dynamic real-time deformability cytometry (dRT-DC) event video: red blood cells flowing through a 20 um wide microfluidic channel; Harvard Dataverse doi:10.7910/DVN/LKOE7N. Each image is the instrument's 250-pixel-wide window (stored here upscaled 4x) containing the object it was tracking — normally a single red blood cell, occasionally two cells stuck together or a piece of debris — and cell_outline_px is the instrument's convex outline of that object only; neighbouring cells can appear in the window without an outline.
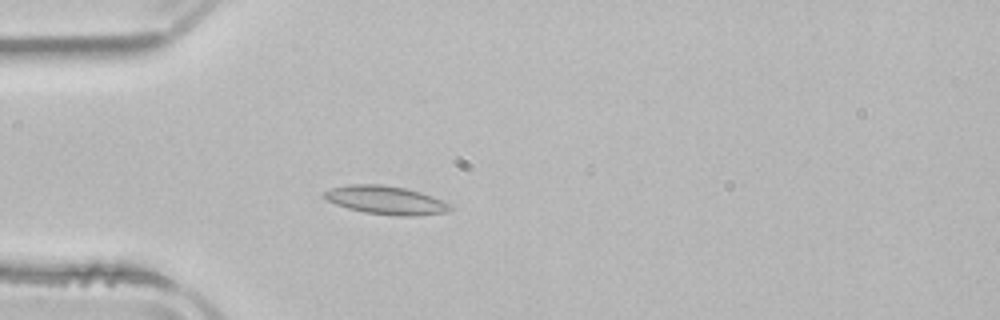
{"species": "common noctule bat (a hibernating species)", "species_latin": "Nyctalus noctula", "temperature_condition": "room temperature", "stored_images_in_passage": 4, "camera_frame_rate_fps": 3000, "um_per_image_px": 0.085, "animal": {"sex": "male", "body_mass_g": 21.5, "forearm_length_mm": 52.0}, "frame": {"image": 1, "passage_image": 4, "time_ms": 3.667, "image_size_px": [1000, 320], "cell_outline_px": [[452, 208], [448, 212], [416, 216], [396, 216], [364, 212], [348, 208], [336, 204], [320, 196], [324, 192], [332, 188], [348, 184], [380, 184], [404, 188], [420, 192], [432, 196], [448, 204]], "centroid_in_image_um": [32.77, 17.01], "position_along_channel_um": 52.2, "area_um2": 20.75}}